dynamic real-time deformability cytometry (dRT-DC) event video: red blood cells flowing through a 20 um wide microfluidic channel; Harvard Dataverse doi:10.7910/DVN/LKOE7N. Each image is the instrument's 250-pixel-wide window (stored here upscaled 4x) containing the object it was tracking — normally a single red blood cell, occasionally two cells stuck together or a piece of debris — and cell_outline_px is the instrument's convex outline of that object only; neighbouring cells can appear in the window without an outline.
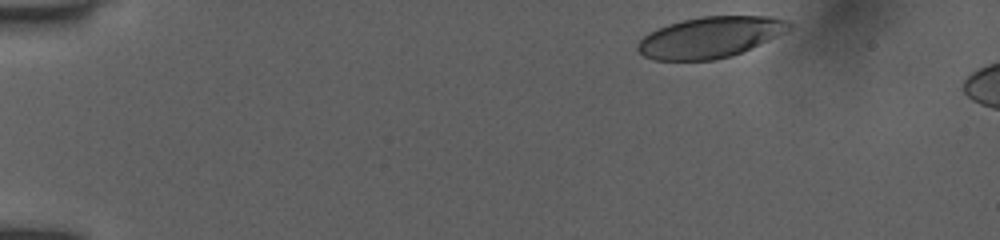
{"species": "human", "species_latin": "Homo sapiens", "temperature_condition": "room temperature", "stored_images_in_passage": 7, "camera_frame_rate_fps": 3000, "um_per_image_px": 0.085, "donor": {"sex": "female"}, "frame": {"image": 1, "passage_image": 1, "time_ms": 0.0, "image_size_px": [1000, 240], "cell_outline_px": [[792, 28], [788, 32], [732, 56], [712, 60], [652, 60], [644, 56], [636, 48], [636, 44], [648, 32], [656, 28], [668, 24], [684, 20], [704, 16], [772, 16], [788, 20], [792, 24]], "centroid_in_image_um": [60.38, 3.16], "position_along_channel_um": 24.6, "area_um2": 36.41}}